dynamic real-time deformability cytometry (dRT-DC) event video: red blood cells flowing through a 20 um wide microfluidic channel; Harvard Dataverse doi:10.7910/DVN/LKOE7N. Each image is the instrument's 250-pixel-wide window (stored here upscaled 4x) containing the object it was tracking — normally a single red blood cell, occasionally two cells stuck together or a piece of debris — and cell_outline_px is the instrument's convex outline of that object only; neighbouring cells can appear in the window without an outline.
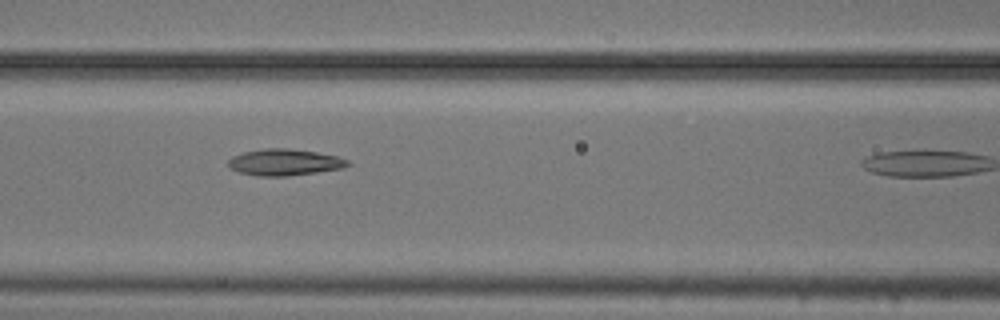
{"species": "common noctule bat (a hibernating species)", "species_latin": "Nyctalus noctula", "temperature_condition": "cold", "stored_images_in_passage": 7, "camera_frame_rate_fps": 3000, "um_per_image_px": 0.085, "animal": {"sex": "male", "body_mass_g": 20.5, "forearm_length_mm": 52.5}, "frame": {"image": 1, "passage_image": 5, "time_ms": 1.333, "image_size_px": [1000, 320], "cell_outline_px": [[352, 164], [344, 168], [288, 176], [256, 176], [240, 172], [232, 168], [228, 164], [228, 160], [232, 156], [244, 152], [264, 148], [288, 148], [316, 152], [336, 156], [348, 160]], "centroid_in_image_um": [24.2, 13.79], "position_along_channel_um": 142.4, "area_um2": 18.38}}
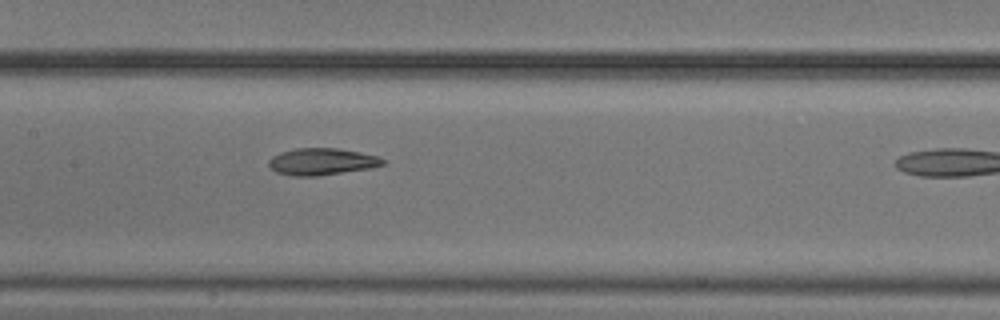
{"frame": {"image": 2, "passage_image": 6, "time_ms": 1.667, "image_size_px": [1000, 320], "cell_outline_px": [[388, 164], [372, 168], [316, 176], [292, 176], [276, 172], [268, 164], [268, 160], [272, 156], [280, 152], [296, 148], [336, 148], [360, 152], [376, 156], [388, 160]], "centroid_in_image_um": [27.39, 13.74], "position_along_channel_um": 180.0, "area_um2": 18.03}}